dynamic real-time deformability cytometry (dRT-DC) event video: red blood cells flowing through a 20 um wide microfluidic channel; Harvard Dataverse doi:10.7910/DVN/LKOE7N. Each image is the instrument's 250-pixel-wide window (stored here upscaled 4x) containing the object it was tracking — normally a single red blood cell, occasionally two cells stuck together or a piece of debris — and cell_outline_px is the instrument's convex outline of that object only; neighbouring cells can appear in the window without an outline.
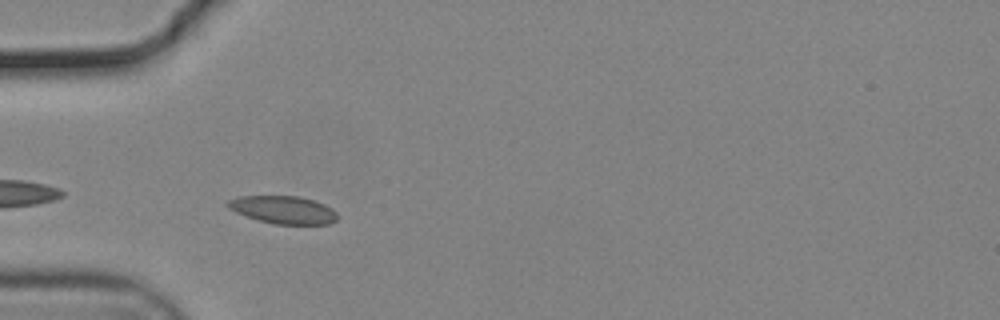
{"species": "common noctule bat (a hibernating species)", "species_latin": "Nyctalus noctula", "temperature_condition": "cold", "stored_images_in_passage": 9, "camera_frame_rate_fps": 3000, "um_per_image_px": 0.085, "animal": {"sex": "male", "body_mass_g": 19.2, "forearm_length_mm": 51.8}, "frame": {"image": 1, "passage_image": 2, "time_ms": 0.333, "image_size_px": [1000, 320], "cell_outline_px": [[336, 220], [328, 224], [276, 224], [260, 220], [236, 212], [228, 208], [224, 204], [228, 200], [240, 196], [300, 196], [324, 204], [332, 208], [336, 212]], "centroid_in_image_um": [24.06, 17.82], "position_along_channel_um": 60.9, "area_um2": 17.57}}
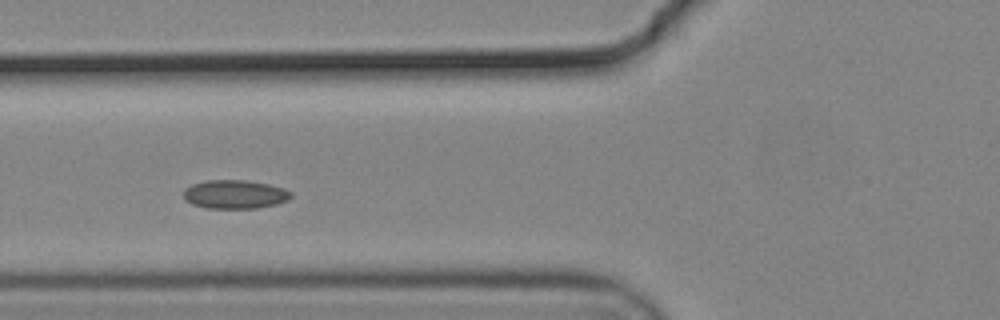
{"frame": {"image": 2, "passage_image": 6, "time_ms": 1.667, "image_size_px": [1000, 320], "cell_outline_px": [[292, 196], [288, 200], [276, 204], [256, 208], [208, 208], [192, 204], [184, 200], [184, 188], [192, 184], [208, 180], [248, 180], [268, 184], [284, 188], [292, 192]], "centroid_in_image_um": [19.96, 16.51], "position_along_channel_um": 105.8, "area_um2": 18.03}}